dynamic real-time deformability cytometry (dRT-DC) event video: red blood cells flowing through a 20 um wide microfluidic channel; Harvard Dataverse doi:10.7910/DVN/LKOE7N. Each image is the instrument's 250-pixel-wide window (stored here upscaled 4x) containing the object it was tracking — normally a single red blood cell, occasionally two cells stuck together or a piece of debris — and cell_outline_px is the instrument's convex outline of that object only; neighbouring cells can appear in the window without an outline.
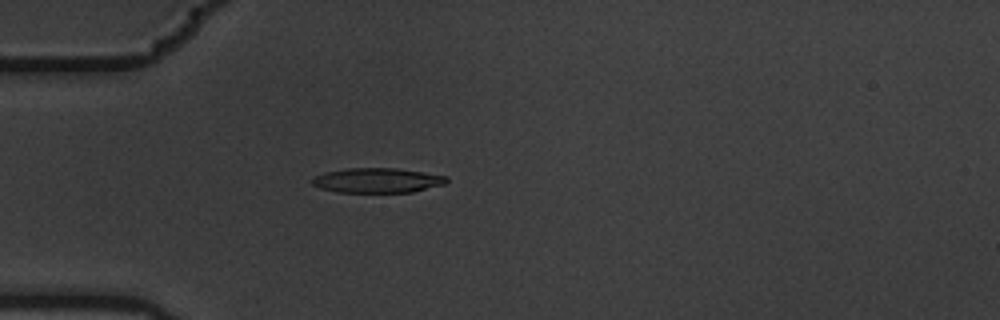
{"species": "common noctule bat (a hibernating species)", "species_latin": "Nyctalus noctula", "temperature_condition": "warm", "stored_images_in_passage": 9, "camera_frame_rate_fps": 3000, "um_per_image_px": 0.085, "animal": {"sex": "male", "body_mass_g": 19.5, "forearm_length_mm": 54.6}, "frame": {"image": 1, "passage_image": 4, "time_ms": 1.0, "image_size_px": [1000, 320], "cell_outline_px": [[448, 180], [444, 184], [412, 192], [336, 192], [320, 188], [312, 184], [312, 180], [316, 176], [324, 172], [348, 168], [396, 168], [448, 176]], "centroid_in_image_um": [32.07, 15.33], "position_along_channel_um": 52.9, "area_um2": 19.31}}
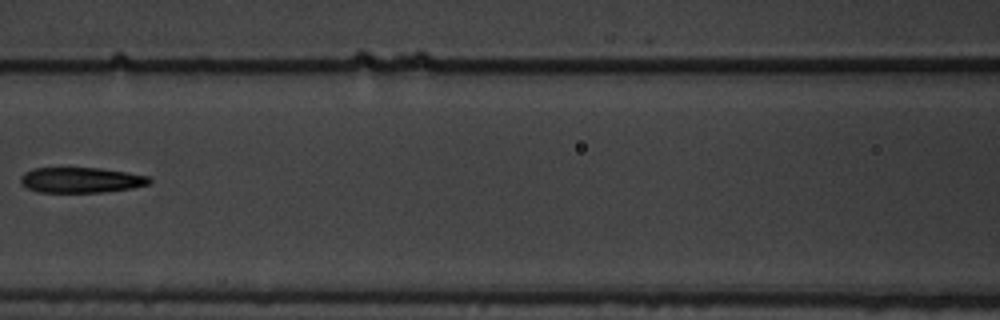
{"frame": {"image": 2, "passage_image": 7, "time_ms": 2.0, "image_size_px": [1000, 320], "cell_outline_px": [[152, 180], [148, 184], [132, 188], [104, 192], [40, 192], [28, 188], [20, 184], [20, 176], [24, 172], [32, 168], [100, 168], [148, 176]], "centroid_in_image_um": [6.84, 15.3], "position_along_channel_um": 159.8, "area_um2": 19.02}}
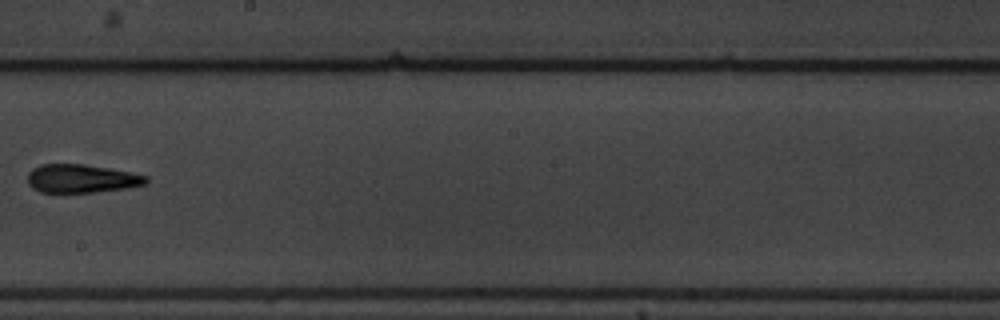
{"frame": {"image": 3, "passage_image": 9, "time_ms": 2.667, "image_size_px": [1000, 320], "cell_outline_px": [[148, 180], [144, 184], [128, 188], [96, 192], [40, 192], [32, 188], [28, 184], [28, 172], [32, 168], [40, 164], [84, 164], [108, 168], [148, 176]], "centroid_in_image_um": [6.89, 15.18], "position_along_channel_um": 241.3, "area_um2": 19.59}}